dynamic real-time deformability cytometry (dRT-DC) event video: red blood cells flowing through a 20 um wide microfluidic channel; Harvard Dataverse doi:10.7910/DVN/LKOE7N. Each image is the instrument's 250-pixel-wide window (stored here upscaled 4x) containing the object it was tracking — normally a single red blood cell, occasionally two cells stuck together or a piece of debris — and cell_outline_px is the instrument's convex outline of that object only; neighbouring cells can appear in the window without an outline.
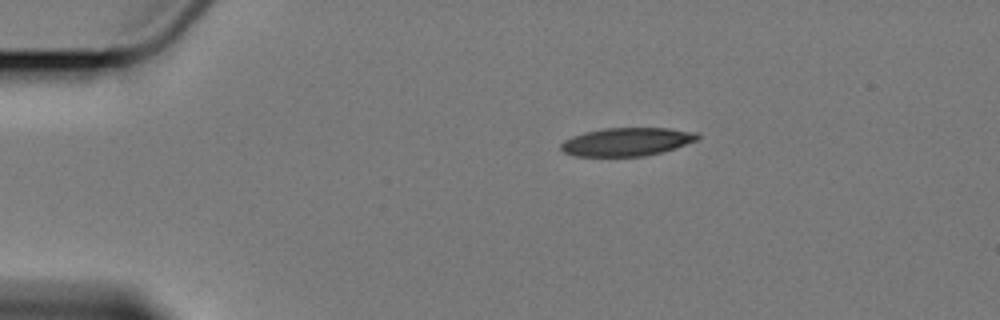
{"species": "Egyptian fruit bat (a non-hibernating species)", "species_latin": "Rousettus aegyptiacus", "temperature_condition": "cold", "stored_images_in_passage": 4, "camera_frame_rate_fps": 3000, "um_per_image_px": 0.085, "animal": {"sex": "female"}, "frame": {"image": 1, "passage_image": 1, "time_ms": 0.0, "image_size_px": [1000, 320], "cell_outline_px": [[700, 140], [676, 148], [644, 156], [572, 156], [564, 152], [560, 148], [560, 144], [564, 140], [572, 136], [584, 132], [604, 128], [668, 128], [696, 132], [700, 136]], "centroid_in_image_um": [53.29, 12.05], "position_along_channel_um": 31.7, "area_um2": 22.66}}
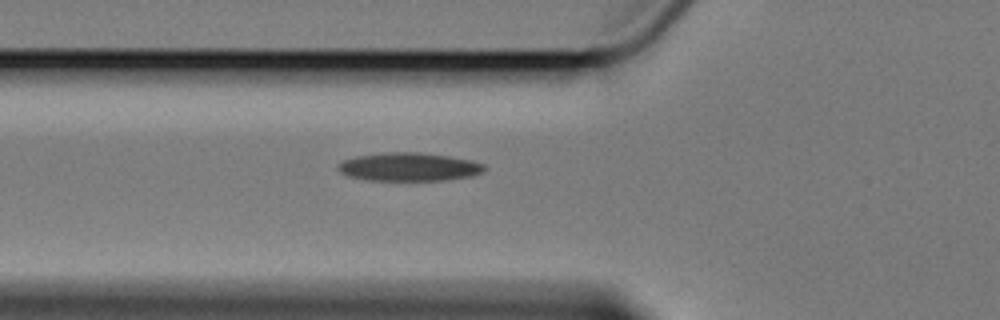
{"frame": {"image": 2, "passage_image": 4, "time_ms": 3.333, "image_size_px": [1000, 320], "cell_outline_px": [[488, 168], [484, 172], [472, 176], [444, 180], [368, 180], [348, 176], [340, 172], [336, 168], [336, 164], [344, 160], [356, 156], [384, 152], [420, 152], [448, 156], [472, 160], [484, 164]], "centroid_in_image_um": [34.77, 14.18], "position_along_channel_um": 91.0, "area_um2": 24.39}}